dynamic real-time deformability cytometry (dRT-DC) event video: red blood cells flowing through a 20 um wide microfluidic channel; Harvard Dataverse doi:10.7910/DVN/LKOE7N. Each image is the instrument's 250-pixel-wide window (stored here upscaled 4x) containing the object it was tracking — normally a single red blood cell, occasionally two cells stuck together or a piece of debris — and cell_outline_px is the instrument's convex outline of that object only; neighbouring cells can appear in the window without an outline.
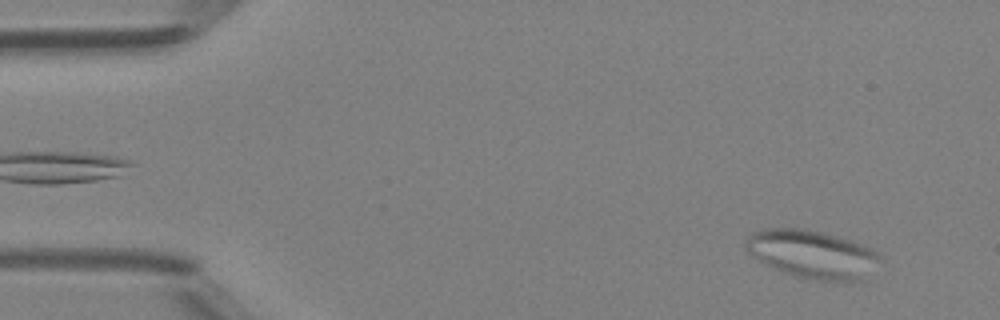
{"species": "Egyptian fruit bat (a non-hibernating species)", "species_latin": "Rousettus aegyptiacus", "temperature_condition": "room temperature", "stored_images_in_passage": 50, "camera_frame_rate_fps": 3000, "um_per_image_px": 0.085, "animal": {"sex": "female"}, "frame": {"image": 1, "passage_image": 4, "time_ms": 1.0, "image_size_px": [1000, 320], "cell_outline_px": [[884, 260], [868, 280], [852, 284], [804, 280], [764, 264], [752, 256], [744, 248], [744, 244], [748, 236], [752, 232], [764, 228], [804, 228], [820, 232], [848, 240], [860, 244], [876, 252]], "centroid_in_image_um": [69.12, 21.68], "position_along_channel_um": 15.9, "area_um2": 39.02}}
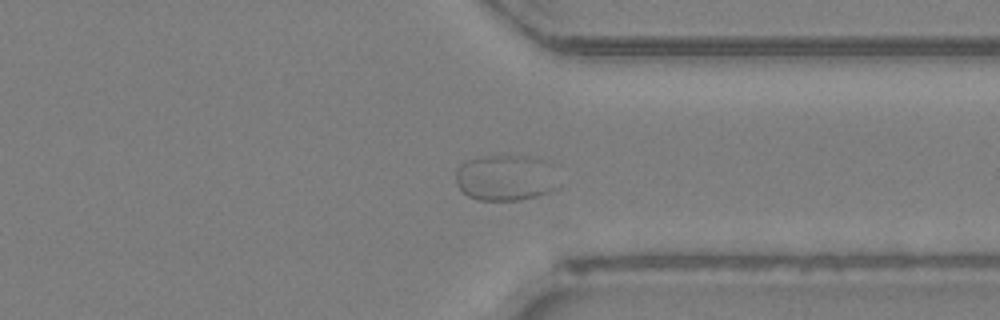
{"frame": {"image": 2, "passage_image": 38, "time_ms": 12.333, "image_size_px": [1000, 320], "cell_outline_px": [[560, 184], [552, 192], [520, 200], [476, 200], [468, 196], [456, 184], [456, 168], [464, 160], [480, 156], [528, 156], [548, 160], [552, 164]], "centroid_in_image_um": [43.01, 15.1], "position_along_channel_um": 368.4, "area_um2": 28.26}}
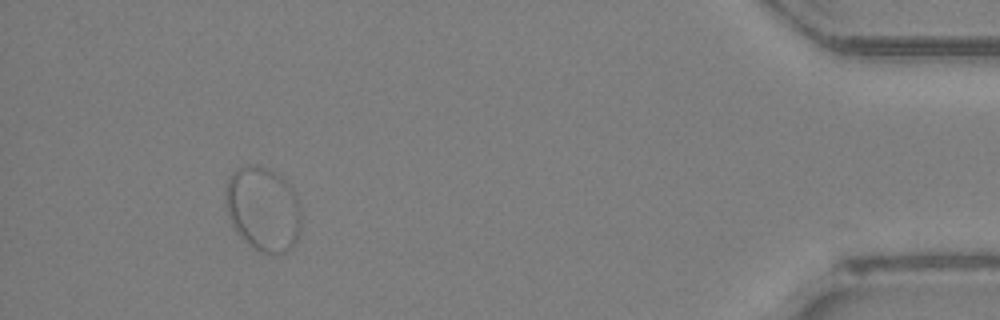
{"frame": {"image": 3, "passage_image": 46, "time_ms": 15.0, "image_size_px": [1000, 320], "cell_outline_px": [[300, 232], [292, 248], [284, 252], [260, 252], [248, 244], [236, 232], [228, 216], [224, 204], [224, 192], [228, 180], [232, 172], [236, 168], [248, 164], [256, 164], [268, 168], [284, 180], [292, 188], [300, 204]], "centroid_in_image_um": [22.33, 17.74], "position_along_channel_um": 412.9, "area_um2": 37.45}}